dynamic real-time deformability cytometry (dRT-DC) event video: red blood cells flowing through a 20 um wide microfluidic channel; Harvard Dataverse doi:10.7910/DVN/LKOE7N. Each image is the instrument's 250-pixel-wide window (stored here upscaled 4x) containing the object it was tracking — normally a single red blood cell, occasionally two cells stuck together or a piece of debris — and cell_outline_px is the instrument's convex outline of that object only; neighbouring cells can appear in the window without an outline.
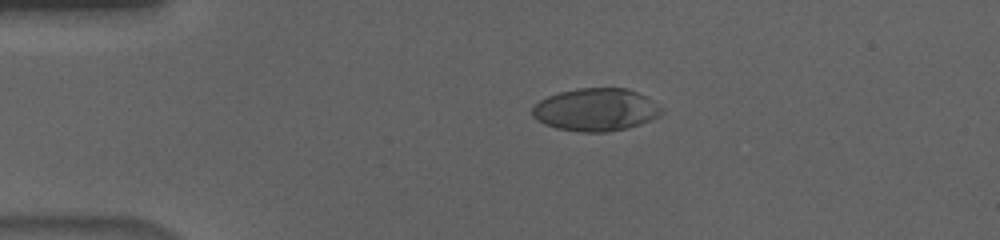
{"species": "human", "species_latin": "Homo sapiens", "temperature_condition": "cold", "stored_images_in_passage": 46, "camera_frame_rate_fps": 3000, "um_per_image_px": 0.085, "donor": {"sex": "male"}, "frame": {"image": 1, "passage_image": 2, "time_ms": 0.333, "image_size_px": [1000, 240], "cell_outline_px": [[664, 112], [640, 124], [628, 128], [608, 132], [580, 132], [556, 128], [544, 124], [532, 116], [532, 108], [540, 100], [548, 96], [560, 92], [576, 88], [628, 88], [644, 96], [660, 108]], "centroid_in_image_um": [50.59, 9.33], "position_along_channel_um": 34.4, "area_um2": 31.85}}
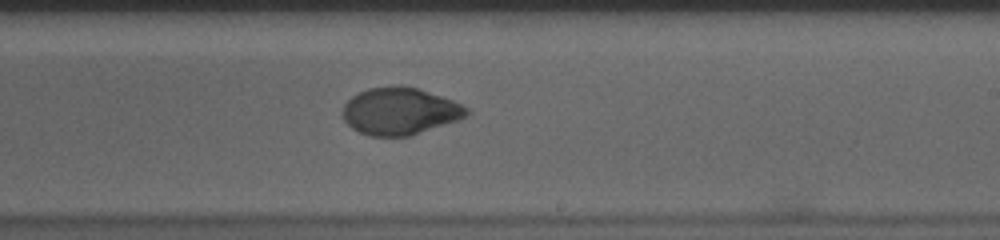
{"frame": {"image": 2, "passage_image": 24, "time_ms": 7.667, "image_size_px": [1000, 240], "cell_outline_px": [[472, 112], [460, 120], [412, 136], [372, 136], [360, 132], [352, 128], [344, 120], [340, 112], [344, 104], [352, 96], [368, 88], [416, 88], [452, 100], [468, 108]], "centroid_in_image_um": [34.0, 9.5], "position_along_channel_um": 255.0, "area_um2": 33.7}}
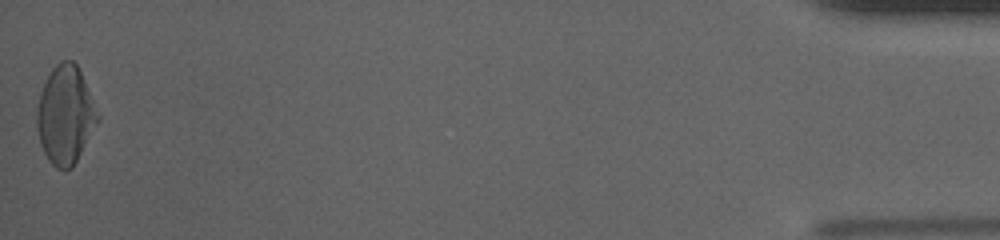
{"frame": {"image": 3, "passage_image": 46, "time_ms": 15.0, "image_size_px": [1000, 240], "cell_outline_px": [[100, 120], [72, 168], [64, 172], [56, 168], [48, 160], [40, 144], [36, 124], [36, 112], [40, 92], [52, 68], [60, 60], [72, 60], [76, 64], [80, 72], [100, 116]], "centroid_in_image_um": [5.55, 9.81], "position_along_channel_um": 429.7, "area_um2": 34.8}, "authors_computed_cell_mechanics": {"area_um2": 33.7552, "velocity_mm_per_s": 3.6454, "shape_relaxation_time_tau1_ms": 6.2706, "shape_relaxation_time_tau2_ms": 1.9636, "deformation_change_tau1": 0.196, "deformation_change_tau2": 0.047}}